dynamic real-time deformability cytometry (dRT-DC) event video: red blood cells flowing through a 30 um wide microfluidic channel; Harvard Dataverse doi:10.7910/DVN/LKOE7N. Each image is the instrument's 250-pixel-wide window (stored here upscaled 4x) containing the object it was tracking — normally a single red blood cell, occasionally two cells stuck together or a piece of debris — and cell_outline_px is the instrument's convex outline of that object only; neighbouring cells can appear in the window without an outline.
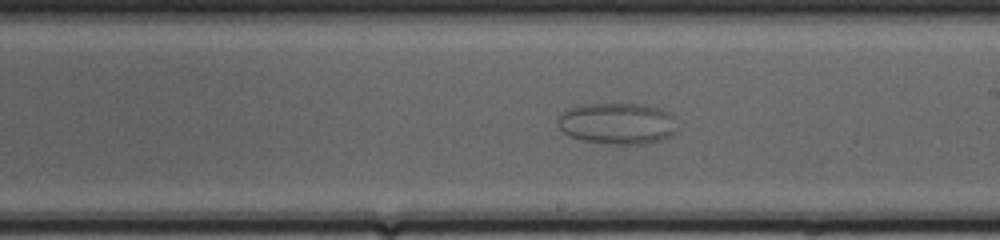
{"species": "common noctule bat (a hibernating species)", "species_latin": "Nyctalus noctula", "temperature_condition": "cold", "stored_images_in_passage": 53, "camera_frame_rate_fps": 3000, "um_per_image_px": 0.085, "animal": {"sex": "female", "body_mass_g": 20.0, "forearm_length_mm": 54.0}, "frame": {"image": 1, "passage_image": 32, "time_ms": 10.333, "image_size_px": [1000, 240], "cell_outline_px": [[676, 132], [660, 140], [644, 144], [608, 144], [584, 140], [568, 136], [560, 128], [560, 116], [568, 108], [576, 104], [644, 104], [668, 112]], "centroid_in_image_um": [52.43, 10.5], "position_along_channel_um": 236.6, "area_um2": 28.32}}
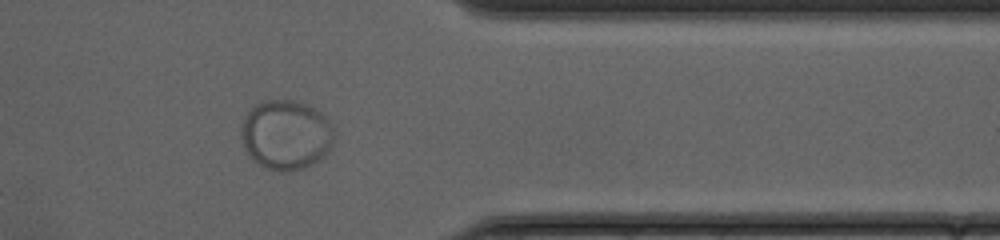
{"frame": {"image": 2, "passage_image": 44, "time_ms": 14.333, "image_size_px": [1000, 240], "cell_outline_px": [[336, 140], [312, 164], [300, 168], [284, 172], [280, 172], [268, 168], [260, 164], [248, 152], [244, 144], [240, 132], [244, 116], [256, 104], [264, 100], [292, 100], [316, 108], [332, 124]], "centroid_in_image_um": [24.31, 11.42], "position_along_channel_um": 387.1, "area_um2": 37.17}}